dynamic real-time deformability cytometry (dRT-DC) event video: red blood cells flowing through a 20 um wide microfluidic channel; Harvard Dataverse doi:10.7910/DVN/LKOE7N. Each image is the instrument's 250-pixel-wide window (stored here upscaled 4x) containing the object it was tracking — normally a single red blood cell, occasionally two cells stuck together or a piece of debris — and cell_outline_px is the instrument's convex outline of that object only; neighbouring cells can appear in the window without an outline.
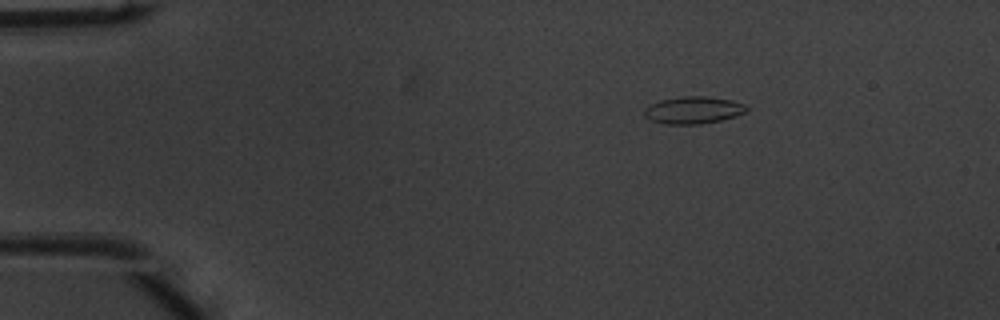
{"species": "common noctule bat (a hibernating species)", "species_latin": "Nyctalus noctula", "temperature_condition": "warm", "stored_images_in_passage": 43, "camera_frame_rate_fps": 3000, "um_per_image_px": 0.085, "animal": {"sex": "male", "body_mass_g": 20.1, "forearm_length_mm": 53.5}, "frame": {"image": 1, "passage_image": 1, "time_ms": 0.0, "image_size_px": [1000, 320], "cell_outline_px": [[748, 108], [744, 112], [736, 116], [720, 120], [700, 124], [664, 124], [652, 120], [644, 116], [644, 108], [648, 104], [660, 100], [684, 96], [704, 96], [732, 100], [744, 104]], "centroid_in_image_um": [58.89, 9.35], "position_along_channel_um": 26.1, "area_um2": 16.18}}
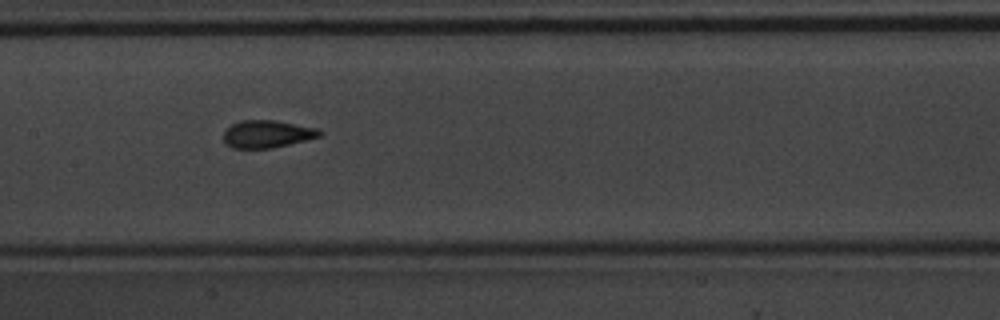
{"frame": {"image": 2, "passage_image": 18, "time_ms": 5.667, "image_size_px": [1000, 320], "cell_outline_px": [[324, 132], [320, 136], [272, 148], [232, 148], [224, 140], [224, 132], [232, 124], [240, 120], [276, 120], [316, 128]], "centroid_in_image_um": [22.7, 11.38], "position_along_channel_um": 184.7, "area_um2": 15.2}}
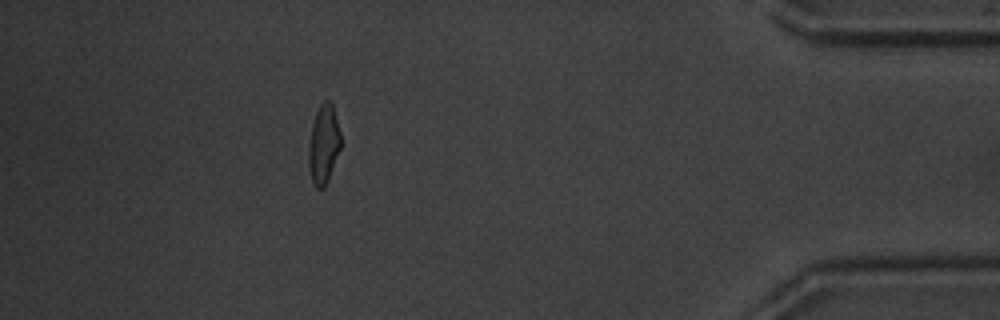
{"frame": {"image": 3, "passage_image": 38, "time_ms": 12.333, "image_size_px": [1000, 320], "cell_outline_px": [[340, 148], [328, 180], [324, 188], [316, 188], [312, 180], [308, 164], [308, 144], [312, 124], [316, 112], [320, 104], [324, 100], [332, 100], [340, 132]], "centroid_in_image_um": [27.5, 12.23], "position_along_channel_um": 407.7, "area_um2": 14.85}, "authors_computed_cell_mechanics": {"area_um2": 15.1436, "velocity_mm_per_s": 4.0563, "shape_relaxation_time_tau1_ms": 3.8142, "shape_relaxation_time_tau2_ms": 1.1257, "deformation_change_tau1": 0.1458, "deformation_change_tau2": 0.0806}}